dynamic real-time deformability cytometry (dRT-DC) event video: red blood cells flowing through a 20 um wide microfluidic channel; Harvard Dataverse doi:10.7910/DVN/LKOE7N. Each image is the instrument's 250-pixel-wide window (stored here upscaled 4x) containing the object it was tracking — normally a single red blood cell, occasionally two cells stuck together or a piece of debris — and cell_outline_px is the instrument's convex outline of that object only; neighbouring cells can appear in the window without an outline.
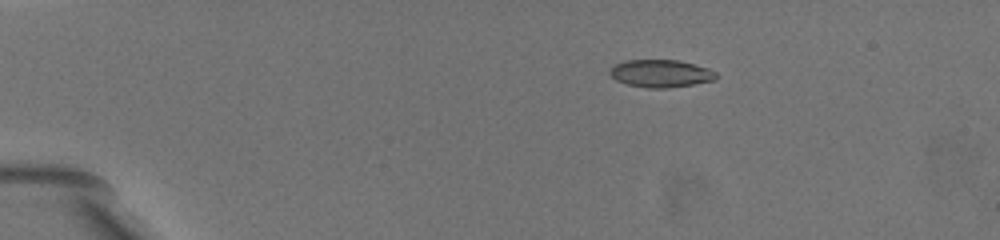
{"species": "common noctule bat (a hibernating species)", "species_latin": "Nyctalus noctula", "temperature_condition": "warm", "stored_images_in_passage": 42, "camera_frame_rate_fps": 3000, "um_per_image_px": 0.085, "animal": {"sex": "female", "body_mass_g": 19.5, "forearm_length_mm": 54.1}, "frame": {"image": 1, "passage_image": 1, "time_ms": 0.0, "image_size_px": [1000, 240], "cell_outline_px": [[716, 80], [668, 88], [648, 88], [628, 84], [616, 80], [608, 72], [616, 64], [624, 60], [676, 60], [708, 68], [716, 72]], "centroid_in_image_um": [56.16, 6.25], "position_along_channel_um": 28.8, "area_um2": 16.88}}
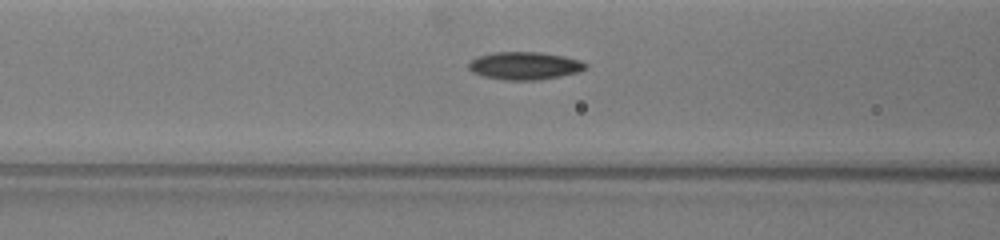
{"frame": {"image": 2, "passage_image": 14, "time_ms": 5.0, "image_size_px": [1000, 240], "cell_outline_px": [[588, 64], [584, 68], [576, 72], [560, 76], [536, 80], [504, 80], [484, 76], [472, 72], [468, 68], [468, 64], [472, 60], [480, 56], [492, 52], [540, 52], [564, 56], [580, 60]], "centroid_in_image_um": [44.57, 5.58], "position_along_channel_um": 122.0, "area_um2": 18.73}}
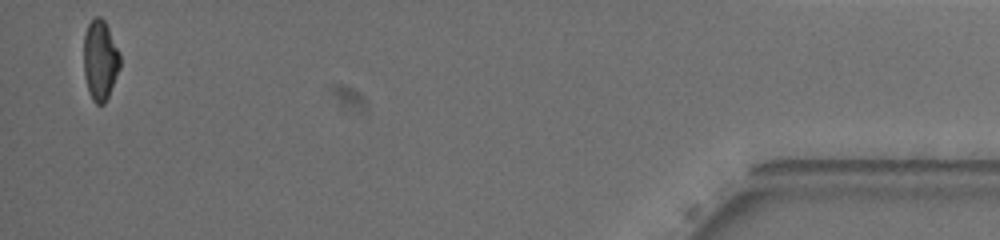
{"frame": {"image": 3, "passage_image": 42, "time_ms": 15.667, "image_size_px": [1000, 240], "cell_outline_px": [[120, 68], [108, 96], [104, 104], [96, 104], [92, 100], [88, 92], [84, 76], [84, 36], [88, 24], [96, 16], [100, 16], [104, 20], [108, 28], [120, 56]], "centroid_in_image_um": [8.5, 5.14], "position_along_channel_um": 426.7, "area_um2": 16.82}, "authors_computed_cell_mechanics": {"area_um2": 17.8891, "velocity_mm_per_s": 3.5903, "shape_relaxation_time_tau1_ms": 6.0581, "shape_relaxation_time_tau2_ms": 3.6134, "deformation_change_tau1": 0.1838, "deformation_change_tau2": 0.0948}}